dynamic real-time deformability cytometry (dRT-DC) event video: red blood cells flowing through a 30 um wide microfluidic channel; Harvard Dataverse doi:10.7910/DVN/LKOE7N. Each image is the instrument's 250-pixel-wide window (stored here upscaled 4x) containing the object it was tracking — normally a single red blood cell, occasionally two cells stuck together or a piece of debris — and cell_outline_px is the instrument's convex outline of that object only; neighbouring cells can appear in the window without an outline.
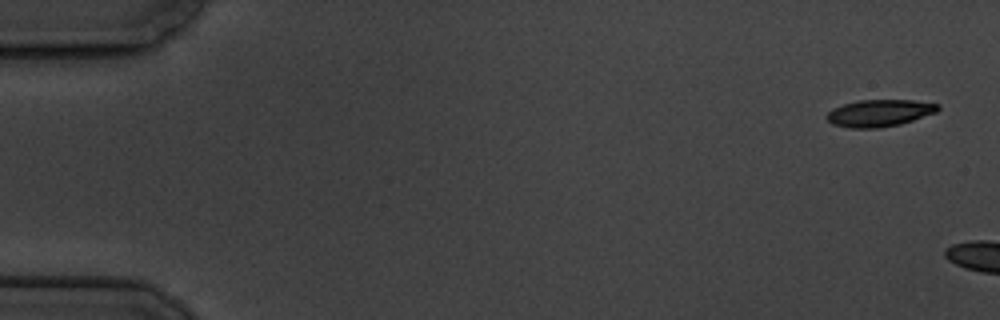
{"species": "common noctule bat (a hibernating species)", "species_latin": "Nyctalus noctula", "temperature_condition": "cold", "stored_images_in_passage": 5, "camera_frame_rate_fps": 3000, "um_per_image_px": 0.085, "animal": {"sex": "male", "body_mass_g": 19.5, "forearm_length_mm": 54.6}, "frame": {"image": 1, "passage_image": 1, "time_ms": 0.0, "image_size_px": [1000, 320], "cell_outline_px": [[940, 108], [936, 112], [900, 124], [880, 128], [848, 128], [832, 124], [824, 116], [832, 108], [844, 104], [860, 100], [912, 100], [940, 104]], "centroid_in_image_um": [74.72, 9.61], "position_along_channel_um": 10.3, "area_um2": 17.51}}